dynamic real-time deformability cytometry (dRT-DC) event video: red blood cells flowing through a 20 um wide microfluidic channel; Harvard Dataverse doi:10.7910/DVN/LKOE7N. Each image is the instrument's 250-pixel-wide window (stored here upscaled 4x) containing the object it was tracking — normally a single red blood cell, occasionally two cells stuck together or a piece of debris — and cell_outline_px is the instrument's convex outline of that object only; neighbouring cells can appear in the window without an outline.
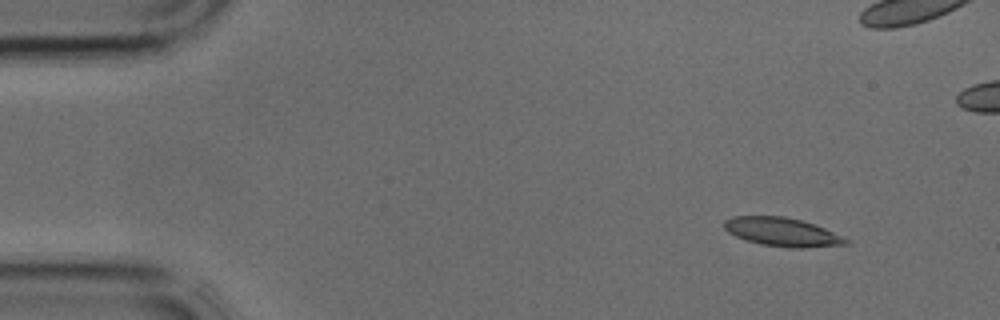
{"species": "common noctule bat (a hibernating species)", "species_latin": "Nyctalus noctula", "temperature_condition": "cold", "stored_images_in_passage": 4, "camera_frame_rate_fps": 3000, "um_per_image_px": 0.085, "animal": {"sex": "male", "body_mass_g": 17.9, "forearm_length_mm": 54.2}, "frame": {"image": 1, "passage_image": 1, "time_ms": 0.0, "image_size_px": [1000, 320], "cell_outline_px": [[848, 244], [804, 248], [788, 248], [760, 244], [744, 240], [728, 232], [724, 228], [724, 220], [732, 216], [784, 216], [800, 220], [824, 228], [848, 240]], "centroid_in_image_um": [66.42, 19.72], "position_along_channel_um": 18.6, "area_um2": 20.17}}